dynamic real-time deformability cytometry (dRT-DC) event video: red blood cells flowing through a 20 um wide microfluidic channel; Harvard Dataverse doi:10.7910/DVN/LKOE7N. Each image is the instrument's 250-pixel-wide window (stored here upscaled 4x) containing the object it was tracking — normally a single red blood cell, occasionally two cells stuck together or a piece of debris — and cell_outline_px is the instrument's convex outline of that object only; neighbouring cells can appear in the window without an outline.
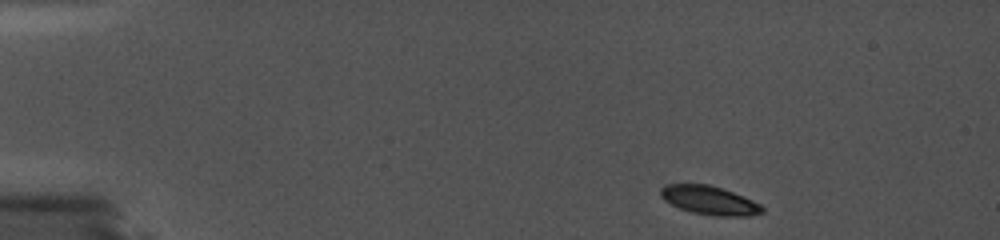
{"species": "common noctule bat (a hibernating species)", "species_latin": "Nyctalus noctula", "temperature_condition": "cold", "stored_images_in_passage": 8, "camera_frame_rate_fps": 5000, "um_per_image_px": 0.085, "animal": {"sex": "female", "body_mass_g": 19.0, "forearm_length_mm": 56.7}, "frame": {"image": 1, "passage_image": 1, "time_ms": 0.0, "image_size_px": [1000, 240], "cell_outline_px": [[764, 212], [748, 216], [712, 216], [692, 212], [680, 208], [664, 200], [660, 196], [660, 188], [664, 184], [704, 184], [720, 188], [744, 196], [760, 204], [764, 208]], "centroid_in_image_um": [60.29, 17.03], "position_along_channel_um": 24.7, "area_um2": 16.94}}
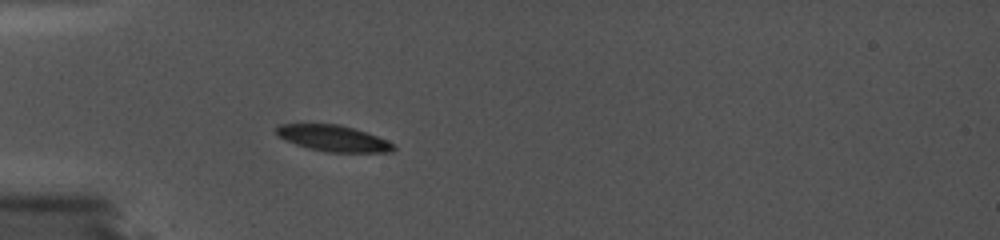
{"frame": {"image": 2, "passage_image": 4, "time_ms": 0.6, "image_size_px": [1000, 240], "cell_outline_px": [[396, 148], [392, 152], [324, 152], [308, 148], [284, 140], [276, 136], [276, 128], [280, 124], [336, 124], [352, 128], [376, 136], [392, 144]], "centroid_in_image_um": [28.26, 11.76], "position_along_channel_um": 56.7, "area_um2": 17.63}}